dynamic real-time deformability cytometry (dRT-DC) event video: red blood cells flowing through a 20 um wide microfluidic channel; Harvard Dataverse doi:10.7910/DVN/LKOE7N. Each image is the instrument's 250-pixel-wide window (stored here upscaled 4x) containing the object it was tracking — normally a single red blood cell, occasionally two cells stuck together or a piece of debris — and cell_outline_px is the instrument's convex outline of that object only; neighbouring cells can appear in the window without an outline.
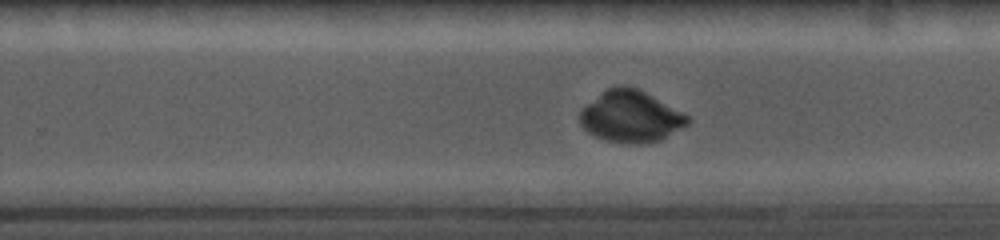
{"species": "common noctule bat (a hibernating species)", "species_latin": "Nyctalus noctula", "temperature_condition": "cold", "stored_images_in_passage": 47, "camera_frame_rate_fps": 5000, "um_per_image_px": 0.085, "animal": {"sex": "female", "body_mass_g": 19.0, "forearm_length_mm": 56.7}, "frame": {"image": 1, "passage_image": 35, "time_ms": 11.2, "image_size_px": [1000, 240], "cell_outline_px": [[692, 120], [688, 124], [660, 140], [640, 144], [628, 144], [604, 140], [588, 132], [580, 124], [580, 112], [588, 104], [608, 88], [620, 84], [624, 84], [636, 88], [652, 96], [688, 116]], "centroid_in_image_um": [53.61, 9.92], "position_along_channel_um": 276.2, "area_um2": 31.91}}
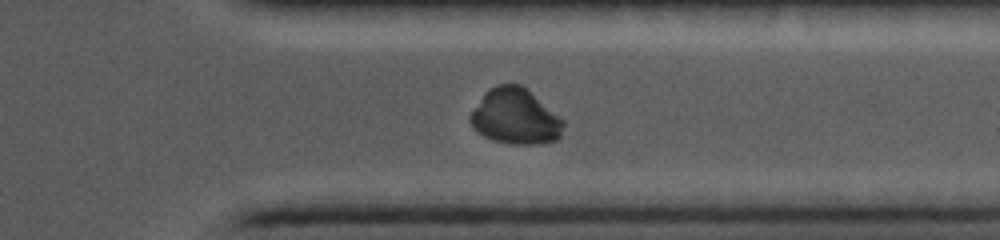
{"frame": {"image": 2, "passage_image": 42, "time_ms": 13.6, "image_size_px": [1000, 240], "cell_outline_px": [[564, 124], [560, 136], [556, 140], [536, 144], [508, 144], [492, 140], [476, 132], [468, 120], [468, 116], [484, 92], [488, 88], [496, 84], [520, 84], [564, 120]], "centroid_in_image_um": [43.75, 9.92], "position_along_channel_um": 367.7, "area_um2": 30.23}}
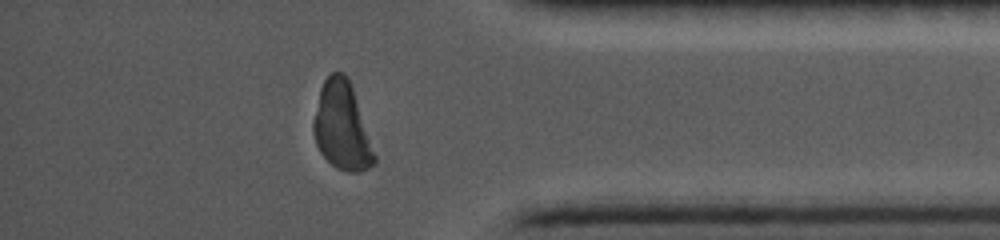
{"frame": {"image": 3, "passage_image": 47, "time_ms": 14.8, "image_size_px": [1000, 240], "cell_outline_px": [[376, 160], [368, 168], [360, 172], [348, 172], [336, 168], [320, 152], [316, 144], [312, 128], [312, 120], [320, 88], [324, 80], [332, 72], [344, 72], [352, 88], [376, 156]], "centroid_in_image_um": [29.03, 10.75], "position_along_channel_um": 406.2, "area_um2": 30.81}}